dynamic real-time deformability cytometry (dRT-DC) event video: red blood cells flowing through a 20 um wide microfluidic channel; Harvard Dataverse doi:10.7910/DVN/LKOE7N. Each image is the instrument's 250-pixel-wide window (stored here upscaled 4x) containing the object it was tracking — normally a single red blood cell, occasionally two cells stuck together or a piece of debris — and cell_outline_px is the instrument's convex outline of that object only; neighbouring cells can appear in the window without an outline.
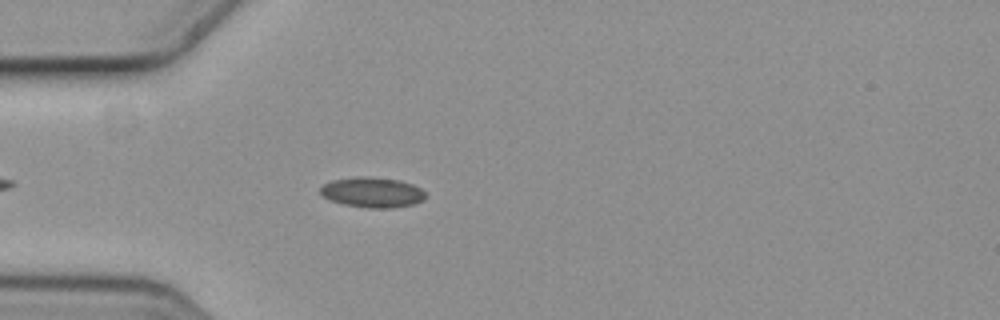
{"species": "common noctule bat (a hibernating species)", "species_latin": "Nyctalus noctula", "temperature_condition": "cold", "stored_images_in_passage": 4, "camera_frame_rate_fps": 3000, "um_per_image_px": 0.085, "animal": {"sex": "female", "body_mass_g": 19.3, "forearm_length_mm": 54.1}, "frame": {"image": 1, "passage_image": 4, "time_ms": 1.0, "image_size_px": [1000, 320], "cell_outline_px": [[428, 196], [424, 200], [412, 204], [392, 208], [368, 208], [344, 204], [332, 200], [324, 196], [320, 192], [320, 188], [324, 184], [332, 180], [360, 176], [364, 176], [400, 180], [412, 184], [420, 188]], "centroid_in_image_um": [31.68, 16.35], "position_along_channel_um": 53.3, "area_um2": 18.44}}